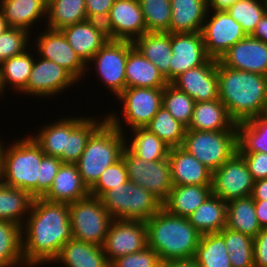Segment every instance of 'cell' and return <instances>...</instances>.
Masks as SVG:
<instances>
[{"instance_id":"34","label":"cell","mask_w":267,"mask_h":267,"mask_svg":"<svg viewBox=\"0 0 267 267\" xmlns=\"http://www.w3.org/2000/svg\"><path fill=\"white\" fill-rule=\"evenodd\" d=\"M34 197L20 188H13L0 181V220L22 227L30 213Z\"/></svg>"},{"instance_id":"20","label":"cell","mask_w":267,"mask_h":267,"mask_svg":"<svg viewBox=\"0 0 267 267\" xmlns=\"http://www.w3.org/2000/svg\"><path fill=\"white\" fill-rule=\"evenodd\" d=\"M223 66L267 76V44L247 35L218 60Z\"/></svg>"},{"instance_id":"6","label":"cell","mask_w":267,"mask_h":267,"mask_svg":"<svg viewBox=\"0 0 267 267\" xmlns=\"http://www.w3.org/2000/svg\"><path fill=\"white\" fill-rule=\"evenodd\" d=\"M100 200L114 219L149 220L162 208V202L147 189L130 181L112 187Z\"/></svg>"},{"instance_id":"31","label":"cell","mask_w":267,"mask_h":267,"mask_svg":"<svg viewBox=\"0 0 267 267\" xmlns=\"http://www.w3.org/2000/svg\"><path fill=\"white\" fill-rule=\"evenodd\" d=\"M211 194L212 185H173L162 208L170 214L187 218Z\"/></svg>"},{"instance_id":"21","label":"cell","mask_w":267,"mask_h":267,"mask_svg":"<svg viewBox=\"0 0 267 267\" xmlns=\"http://www.w3.org/2000/svg\"><path fill=\"white\" fill-rule=\"evenodd\" d=\"M68 43L87 64L109 40L102 22L85 20L61 30Z\"/></svg>"},{"instance_id":"46","label":"cell","mask_w":267,"mask_h":267,"mask_svg":"<svg viewBox=\"0 0 267 267\" xmlns=\"http://www.w3.org/2000/svg\"><path fill=\"white\" fill-rule=\"evenodd\" d=\"M266 12L265 0H239L227 10L248 36L253 33L256 24Z\"/></svg>"},{"instance_id":"42","label":"cell","mask_w":267,"mask_h":267,"mask_svg":"<svg viewBox=\"0 0 267 267\" xmlns=\"http://www.w3.org/2000/svg\"><path fill=\"white\" fill-rule=\"evenodd\" d=\"M145 128L170 148L181 147L187 130V127L176 120L163 105Z\"/></svg>"},{"instance_id":"52","label":"cell","mask_w":267,"mask_h":267,"mask_svg":"<svg viewBox=\"0 0 267 267\" xmlns=\"http://www.w3.org/2000/svg\"><path fill=\"white\" fill-rule=\"evenodd\" d=\"M87 19L104 23L115 0H85Z\"/></svg>"},{"instance_id":"27","label":"cell","mask_w":267,"mask_h":267,"mask_svg":"<svg viewBox=\"0 0 267 267\" xmlns=\"http://www.w3.org/2000/svg\"><path fill=\"white\" fill-rule=\"evenodd\" d=\"M187 130H237V124L218 98L212 101L195 102L192 120Z\"/></svg>"},{"instance_id":"48","label":"cell","mask_w":267,"mask_h":267,"mask_svg":"<svg viewBox=\"0 0 267 267\" xmlns=\"http://www.w3.org/2000/svg\"><path fill=\"white\" fill-rule=\"evenodd\" d=\"M126 165L121 157L117 162L107 167L97 182L89 189L90 195L100 198L112 187L128 182Z\"/></svg>"},{"instance_id":"8","label":"cell","mask_w":267,"mask_h":267,"mask_svg":"<svg viewBox=\"0 0 267 267\" xmlns=\"http://www.w3.org/2000/svg\"><path fill=\"white\" fill-rule=\"evenodd\" d=\"M181 148L213 173L237 152V130H186Z\"/></svg>"},{"instance_id":"47","label":"cell","mask_w":267,"mask_h":267,"mask_svg":"<svg viewBox=\"0 0 267 267\" xmlns=\"http://www.w3.org/2000/svg\"><path fill=\"white\" fill-rule=\"evenodd\" d=\"M31 34L22 28L9 27L0 35V64L9 58L23 53L30 47Z\"/></svg>"},{"instance_id":"59","label":"cell","mask_w":267,"mask_h":267,"mask_svg":"<svg viewBox=\"0 0 267 267\" xmlns=\"http://www.w3.org/2000/svg\"><path fill=\"white\" fill-rule=\"evenodd\" d=\"M6 19L3 17V13L0 10V35L8 29Z\"/></svg>"},{"instance_id":"3","label":"cell","mask_w":267,"mask_h":267,"mask_svg":"<svg viewBox=\"0 0 267 267\" xmlns=\"http://www.w3.org/2000/svg\"><path fill=\"white\" fill-rule=\"evenodd\" d=\"M145 224L148 246L158 253L163 263L194 258L202 234L188 218L161 208Z\"/></svg>"},{"instance_id":"14","label":"cell","mask_w":267,"mask_h":267,"mask_svg":"<svg viewBox=\"0 0 267 267\" xmlns=\"http://www.w3.org/2000/svg\"><path fill=\"white\" fill-rule=\"evenodd\" d=\"M28 84L21 95L48 99L60 96L69 87L78 84L77 80L63 67L36 54ZM64 90V91H63ZM42 96V97H41Z\"/></svg>"},{"instance_id":"39","label":"cell","mask_w":267,"mask_h":267,"mask_svg":"<svg viewBox=\"0 0 267 267\" xmlns=\"http://www.w3.org/2000/svg\"><path fill=\"white\" fill-rule=\"evenodd\" d=\"M27 267L22 254L21 226L0 220V267Z\"/></svg>"},{"instance_id":"37","label":"cell","mask_w":267,"mask_h":267,"mask_svg":"<svg viewBox=\"0 0 267 267\" xmlns=\"http://www.w3.org/2000/svg\"><path fill=\"white\" fill-rule=\"evenodd\" d=\"M237 152L267 153V114L237 123Z\"/></svg>"},{"instance_id":"35","label":"cell","mask_w":267,"mask_h":267,"mask_svg":"<svg viewBox=\"0 0 267 267\" xmlns=\"http://www.w3.org/2000/svg\"><path fill=\"white\" fill-rule=\"evenodd\" d=\"M226 227L255 238L262 229L251 196L227 202Z\"/></svg>"},{"instance_id":"11","label":"cell","mask_w":267,"mask_h":267,"mask_svg":"<svg viewBox=\"0 0 267 267\" xmlns=\"http://www.w3.org/2000/svg\"><path fill=\"white\" fill-rule=\"evenodd\" d=\"M129 53L128 40H108L87 63L94 67L97 77L112 95L118 96L126 88L125 66ZM94 64V66H93ZM101 78V79H100Z\"/></svg>"},{"instance_id":"44","label":"cell","mask_w":267,"mask_h":267,"mask_svg":"<svg viewBox=\"0 0 267 267\" xmlns=\"http://www.w3.org/2000/svg\"><path fill=\"white\" fill-rule=\"evenodd\" d=\"M147 32L170 33V0H139Z\"/></svg>"},{"instance_id":"53","label":"cell","mask_w":267,"mask_h":267,"mask_svg":"<svg viewBox=\"0 0 267 267\" xmlns=\"http://www.w3.org/2000/svg\"><path fill=\"white\" fill-rule=\"evenodd\" d=\"M253 267H267V228H262L254 238Z\"/></svg>"},{"instance_id":"63","label":"cell","mask_w":267,"mask_h":267,"mask_svg":"<svg viewBox=\"0 0 267 267\" xmlns=\"http://www.w3.org/2000/svg\"><path fill=\"white\" fill-rule=\"evenodd\" d=\"M264 113H266V114H267V104H266V108H265V111H264Z\"/></svg>"},{"instance_id":"24","label":"cell","mask_w":267,"mask_h":267,"mask_svg":"<svg viewBox=\"0 0 267 267\" xmlns=\"http://www.w3.org/2000/svg\"><path fill=\"white\" fill-rule=\"evenodd\" d=\"M54 263L65 267H110L102 246L74 238L63 245Z\"/></svg>"},{"instance_id":"2","label":"cell","mask_w":267,"mask_h":267,"mask_svg":"<svg viewBox=\"0 0 267 267\" xmlns=\"http://www.w3.org/2000/svg\"><path fill=\"white\" fill-rule=\"evenodd\" d=\"M219 99L237 123L264 113L267 76L223 66L217 60Z\"/></svg>"},{"instance_id":"12","label":"cell","mask_w":267,"mask_h":267,"mask_svg":"<svg viewBox=\"0 0 267 267\" xmlns=\"http://www.w3.org/2000/svg\"><path fill=\"white\" fill-rule=\"evenodd\" d=\"M253 186L246 161L238 152L212 173V194L226 203L251 196Z\"/></svg>"},{"instance_id":"17","label":"cell","mask_w":267,"mask_h":267,"mask_svg":"<svg viewBox=\"0 0 267 267\" xmlns=\"http://www.w3.org/2000/svg\"><path fill=\"white\" fill-rule=\"evenodd\" d=\"M103 25L110 40L133 42L147 32L139 0H115Z\"/></svg>"},{"instance_id":"40","label":"cell","mask_w":267,"mask_h":267,"mask_svg":"<svg viewBox=\"0 0 267 267\" xmlns=\"http://www.w3.org/2000/svg\"><path fill=\"white\" fill-rule=\"evenodd\" d=\"M193 259L199 267H231L224 237L220 233L201 235Z\"/></svg>"},{"instance_id":"9","label":"cell","mask_w":267,"mask_h":267,"mask_svg":"<svg viewBox=\"0 0 267 267\" xmlns=\"http://www.w3.org/2000/svg\"><path fill=\"white\" fill-rule=\"evenodd\" d=\"M72 238L102 246L113 218L98 197L69 204Z\"/></svg>"},{"instance_id":"49","label":"cell","mask_w":267,"mask_h":267,"mask_svg":"<svg viewBox=\"0 0 267 267\" xmlns=\"http://www.w3.org/2000/svg\"><path fill=\"white\" fill-rule=\"evenodd\" d=\"M162 265L158 253L149 246L139 252L118 257L110 263V267H162Z\"/></svg>"},{"instance_id":"7","label":"cell","mask_w":267,"mask_h":267,"mask_svg":"<svg viewBox=\"0 0 267 267\" xmlns=\"http://www.w3.org/2000/svg\"><path fill=\"white\" fill-rule=\"evenodd\" d=\"M164 88H125L117 97L122 104L121 117L113 113H106L107 120L121 132L128 128L145 127L162 106ZM125 122H123V121ZM127 125L124 128V125Z\"/></svg>"},{"instance_id":"36","label":"cell","mask_w":267,"mask_h":267,"mask_svg":"<svg viewBox=\"0 0 267 267\" xmlns=\"http://www.w3.org/2000/svg\"><path fill=\"white\" fill-rule=\"evenodd\" d=\"M129 133L133 137L125 138V146L134 155L148 162L168 159L170 147L147 128L136 127Z\"/></svg>"},{"instance_id":"4","label":"cell","mask_w":267,"mask_h":267,"mask_svg":"<svg viewBox=\"0 0 267 267\" xmlns=\"http://www.w3.org/2000/svg\"><path fill=\"white\" fill-rule=\"evenodd\" d=\"M126 134L106 120L89 138L77 164L83 183L90 189L104 170L117 162L125 147Z\"/></svg>"},{"instance_id":"15","label":"cell","mask_w":267,"mask_h":267,"mask_svg":"<svg viewBox=\"0 0 267 267\" xmlns=\"http://www.w3.org/2000/svg\"><path fill=\"white\" fill-rule=\"evenodd\" d=\"M36 38L33 46L38 56L63 67L78 82L85 78L87 64L76 54L61 30L46 27L44 31H39Z\"/></svg>"},{"instance_id":"23","label":"cell","mask_w":267,"mask_h":267,"mask_svg":"<svg viewBox=\"0 0 267 267\" xmlns=\"http://www.w3.org/2000/svg\"><path fill=\"white\" fill-rule=\"evenodd\" d=\"M90 195L77 164L62 163L53 184L42 197L48 201L71 204Z\"/></svg>"},{"instance_id":"1","label":"cell","mask_w":267,"mask_h":267,"mask_svg":"<svg viewBox=\"0 0 267 267\" xmlns=\"http://www.w3.org/2000/svg\"><path fill=\"white\" fill-rule=\"evenodd\" d=\"M22 254L27 267L49 264L72 238L69 204L34 198L21 227Z\"/></svg>"},{"instance_id":"55","label":"cell","mask_w":267,"mask_h":267,"mask_svg":"<svg viewBox=\"0 0 267 267\" xmlns=\"http://www.w3.org/2000/svg\"><path fill=\"white\" fill-rule=\"evenodd\" d=\"M251 36L267 44V12L256 24L255 30Z\"/></svg>"},{"instance_id":"30","label":"cell","mask_w":267,"mask_h":267,"mask_svg":"<svg viewBox=\"0 0 267 267\" xmlns=\"http://www.w3.org/2000/svg\"><path fill=\"white\" fill-rule=\"evenodd\" d=\"M0 10L8 27L22 28L30 34L33 24L47 17V6L43 0H0Z\"/></svg>"},{"instance_id":"57","label":"cell","mask_w":267,"mask_h":267,"mask_svg":"<svg viewBox=\"0 0 267 267\" xmlns=\"http://www.w3.org/2000/svg\"><path fill=\"white\" fill-rule=\"evenodd\" d=\"M239 0H208V11H227Z\"/></svg>"},{"instance_id":"51","label":"cell","mask_w":267,"mask_h":267,"mask_svg":"<svg viewBox=\"0 0 267 267\" xmlns=\"http://www.w3.org/2000/svg\"><path fill=\"white\" fill-rule=\"evenodd\" d=\"M246 161L254 181L267 178V153L238 152Z\"/></svg>"},{"instance_id":"18","label":"cell","mask_w":267,"mask_h":267,"mask_svg":"<svg viewBox=\"0 0 267 267\" xmlns=\"http://www.w3.org/2000/svg\"><path fill=\"white\" fill-rule=\"evenodd\" d=\"M171 50L170 83L180 74L210 59L201 32L171 33Z\"/></svg>"},{"instance_id":"38","label":"cell","mask_w":267,"mask_h":267,"mask_svg":"<svg viewBox=\"0 0 267 267\" xmlns=\"http://www.w3.org/2000/svg\"><path fill=\"white\" fill-rule=\"evenodd\" d=\"M46 26L53 30L87 20L85 0H56L47 6Z\"/></svg>"},{"instance_id":"50","label":"cell","mask_w":267,"mask_h":267,"mask_svg":"<svg viewBox=\"0 0 267 267\" xmlns=\"http://www.w3.org/2000/svg\"><path fill=\"white\" fill-rule=\"evenodd\" d=\"M62 161L58 157L45 155L39 167V178L37 179V198L43 197L51 188L54 178L58 173Z\"/></svg>"},{"instance_id":"61","label":"cell","mask_w":267,"mask_h":267,"mask_svg":"<svg viewBox=\"0 0 267 267\" xmlns=\"http://www.w3.org/2000/svg\"><path fill=\"white\" fill-rule=\"evenodd\" d=\"M54 1H56V0H43L44 4H45L46 6L50 5V4L53 3Z\"/></svg>"},{"instance_id":"13","label":"cell","mask_w":267,"mask_h":267,"mask_svg":"<svg viewBox=\"0 0 267 267\" xmlns=\"http://www.w3.org/2000/svg\"><path fill=\"white\" fill-rule=\"evenodd\" d=\"M201 33L208 56L216 60L247 36L227 11H208Z\"/></svg>"},{"instance_id":"56","label":"cell","mask_w":267,"mask_h":267,"mask_svg":"<svg viewBox=\"0 0 267 267\" xmlns=\"http://www.w3.org/2000/svg\"><path fill=\"white\" fill-rule=\"evenodd\" d=\"M256 216L261 228H267V201L254 200Z\"/></svg>"},{"instance_id":"22","label":"cell","mask_w":267,"mask_h":267,"mask_svg":"<svg viewBox=\"0 0 267 267\" xmlns=\"http://www.w3.org/2000/svg\"><path fill=\"white\" fill-rule=\"evenodd\" d=\"M168 159L173 185H212V172L183 148H170Z\"/></svg>"},{"instance_id":"25","label":"cell","mask_w":267,"mask_h":267,"mask_svg":"<svg viewBox=\"0 0 267 267\" xmlns=\"http://www.w3.org/2000/svg\"><path fill=\"white\" fill-rule=\"evenodd\" d=\"M125 78L126 88H164L168 84L158 68L134 47L132 41H129Z\"/></svg>"},{"instance_id":"62","label":"cell","mask_w":267,"mask_h":267,"mask_svg":"<svg viewBox=\"0 0 267 267\" xmlns=\"http://www.w3.org/2000/svg\"><path fill=\"white\" fill-rule=\"evenodd\" d=\"M3 94V92H2V90H1V88H0V98H2L4 95H2ZM1 100V99H0Z\"/></svg>"},{"instance_id":"58","label":"cell","mask_w":267,"mask_h":267,"mask_svg":"<svg viewBox=\"0 0 267 267\" xmlns=\"http://www.w3.org/2000/svg\"><path fill=\"white\" fill-rule=\"evenodd\" d=\"M162 267H199L194 259L173 260L163 263Z\"/></svg>"},{"instance_id":"43","label":"cell","mask_w":267,"mask_h":267,"mask_svg":"<svg viewBox=\"0 0 267 267\" xmlns=\"http://www.w3.org/2000/svg\"><path fill=\"white\" fill-rule=\"evenodd\" d=\"M219 233L224 237L231 267H253L254 238L227 227Z\"/></svg>"},{"instance_id":"41","label":"cell","mask_w":267,"mask_h":267,"mask_svg":"<svg viewBox=\"0 0 267 267\" xmlns=\"http://www.w3.org/2000/svg\"><path fill=\"white\" fill-rule=\"evenodd\" d=\"M102 119V120H101ZM100 120L85 116L69 133L67 151L60 157L63 163L76 164L86 148L90 136L107 120L105 115Z\"/></svg>"},{"instance_id":"54","label":"cell","mask_w":267,"mask_h":267,"mask_svg":"<svg viewBox=\"0 0 267 267\" xmlns=\"http://www.w3.org/2000/svg\"><path fill=\"white\" fill-rule=\"evenodd\" d=\"M251 197L253 200L267 201V178L254 181Z\"/></svg>"},{"instance_id":"19","label":"cell","mask_w":267,"mask_h":267,"mask_svg":"<svg viewBox=\"0 0 267 267\" xmlns=\"http://www.w3.org/2000/svg\"><path fill=\"white\" fill-rule=\"evenodd\" d=\"M171 84L187 93L195 102L218 99L217 60L210 58L205 64L185 71Z\"/></svg>"},{"instance_id":"10","label":"cell","mask_w":267,"mask_h":267,"mask_svg":"<svg viewBox=\"0 0 267 267\" xmlns=\"http://www.w3.org/2000/svg\"><path fill=\"white\" fill-rule=\"evenodd\" d=\"M121 157L129 181L147 189L163 203L173 187L169 159L148 162L134 155L126 146Z\"/></svg>"},{"instance_id":"26","label":"cell","mask_w":267,"mask_h":267,"mask_svg":"<svg viewBox=\"0 0 267 267\" xmlns=\"http://www.w3.org/2000/svg\"><path fill=\"white\" fill-rule=\"evenodd\" d=\"M83 116L61 117L41 126L37 134L30 135L47 156L60 158L67 151L68 133L83 119Z\"/></svg>"},{"instance_id":"28","label":"cell","mask_w":267,"mask_h":267,"mask_svg":"<svg viewBox=\"0 0 267 267\" xmlns=\"http://www.w3.org/2000/svg\"><path fill=\"white\" fill-rule=\"evenodd\" d=\"M133 45L149 59L170 83V61L172 58L171 33L146 32L133 41Z\"/></svg>"},{"instance_id":"45","label":"cell","mask_w":267,"mask_h":267,"mask_svg":"<svg viewBox=\"0 0 267 267\" xmlns=\"http://www.w3.org/2000/svg\"><path fill=\"white\" fill-rule=\"evenodd\" d=\"M194 104L195 101L187 93L179 90L171 83L164 87L162 105L186 127L192 120Z\"/></svg>"},{"instance_id":"33","label":"cell","mask_w":267,"mask_h":267,"mask_svg":"<svg viewBox=\"0 0 267 267\" xmlns=\"http://www.w3.org/2000/svg\"><path fill=\"white\" fill-rule=\"evenodd\" d=\"M29 52L33 51L25 50L0 64V88L3 95L7 91L5 89H8V85L15 94L16 92L17 94L21 93L26 88L35 58L33 53Z\"/></svg>"},{"instance_id":"32","label":"cell","mask_w":267,"mask_h":267,"mask_svg":"<svg viewBox=\"0 0 267 267\" xmlns=\"http://www.w3.org/2000/svg\"><path fill=\"white\" fill-rule=\"evenodd\" d=\"M227 203L211 194L187 218L202 235L219 233L226 227Z\"/></svg>"},{"instance_id":"5","label":"cell","mask_w":267,"mask_h":267,"mask_svg":"<svg viewBox=\"0 0 267 267\" xmlns=\"http://www.w3.org/2000/svg\"><path fill=\"white\" fill-rule=\"evenodd\" d=\"M17 139L4 146L1 182L37 198L38 170L45 154L29 134Z\"/></svg>"},{"instance_id":"16","label":"cell","mask_w":267,"mask_h":267,"mask_svg":"<svg viewBox=\"0 0 267 267\" xmlns=\"http://www.w3.org/2000/svg\"><path fill=\"white\" fill-rule=\"evenodd\" d=\"M146 247L148 239L145 221L128 219H114L102 245L109 263Z\"/></svg>"},{"instance_id":"60","label":"cell","mask_w":267,"mask_h":267,"mask_svg":"<svg viewBox=\"0 0 267 267\" xmlns=\"http://www.w3.org/2000/svg\"><path fill=\"white\" fill-rule=\"evenodd\" d=\"M4 145L5 144L0 138V181H1V176H2V154H3Z\"/></svg>"},{"instance_id":"29","label":"cell","mask_w":267,"mask_h":267,"mask_svg":"<svg viewBox=\"0 0 267 267\" xmlns=\"http://www.w3.org/2000/svg\"><path fill=\"white\" fill-rule=\"evenodd\" d=\"M170 33L201 32L208 12V0H170Z\"/></svg>"}]
</instances>
